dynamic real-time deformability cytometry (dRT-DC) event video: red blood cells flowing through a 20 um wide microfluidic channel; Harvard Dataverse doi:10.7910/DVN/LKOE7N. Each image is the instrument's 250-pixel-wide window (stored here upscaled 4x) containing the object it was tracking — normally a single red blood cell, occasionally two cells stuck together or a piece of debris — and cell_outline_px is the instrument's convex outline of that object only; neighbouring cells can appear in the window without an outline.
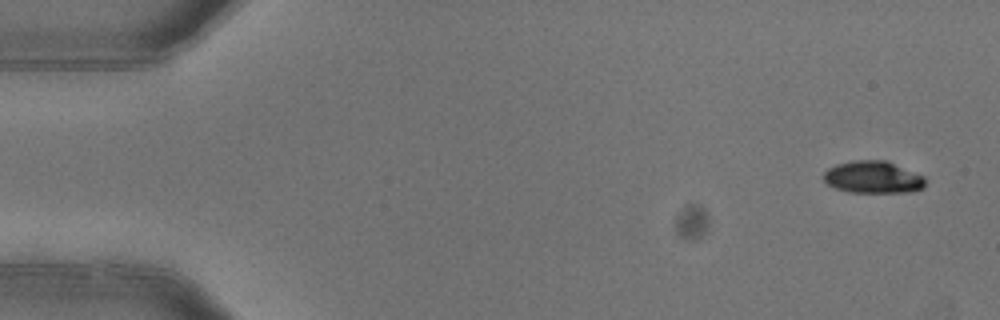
{"species": "common noctule bat (a hibernating species)", "species_latin": "Nyctalus noctula", "temperature_condition": "warm", "stored_images_in_passage": 7, "camera_frame_rate_fps": 3000, "um_per_image_px": 0.085, "animal": {"sex": "female"}, "frame": {"image": 1, "passage_image": 1, "time_ms": 0.0, "image_size_px": [1000, 320], "cell_outline_px": [[928, 180], [924, 188], [912, 192], [848, 192], [836, 188], [828, 184], [824, 180], [824, 172], [828, 168], [836, 164], [852, 160], [888, 160], [924, 176]], "centroid_in_image_um": [74.26, 15.05], "position_along_channel_um": 10.7, "area_um2": 19.36}}
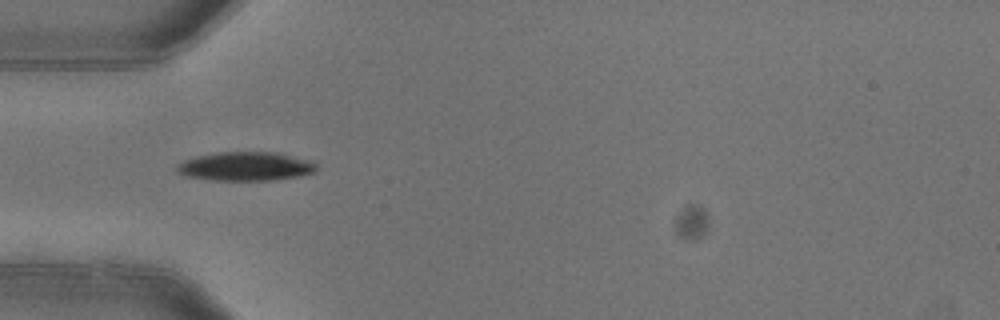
{"frame": {"image": 2, "passage_image": 5, "time_ms": 1.333, "image_size_px": [1000, 320], "cell_outline_px": [[316, 172], [300, 176], [272, 180], [212, 180], [184, 176], [176, 172], [176, 164], [184, 160], [196, 156], [220, 152], [272, 152], [312, 160], [316, 164]], "centroid_in_image_um": [20.85, 14.14], "position_along_channel_um": 64.1, "area_um2": 23.58}}